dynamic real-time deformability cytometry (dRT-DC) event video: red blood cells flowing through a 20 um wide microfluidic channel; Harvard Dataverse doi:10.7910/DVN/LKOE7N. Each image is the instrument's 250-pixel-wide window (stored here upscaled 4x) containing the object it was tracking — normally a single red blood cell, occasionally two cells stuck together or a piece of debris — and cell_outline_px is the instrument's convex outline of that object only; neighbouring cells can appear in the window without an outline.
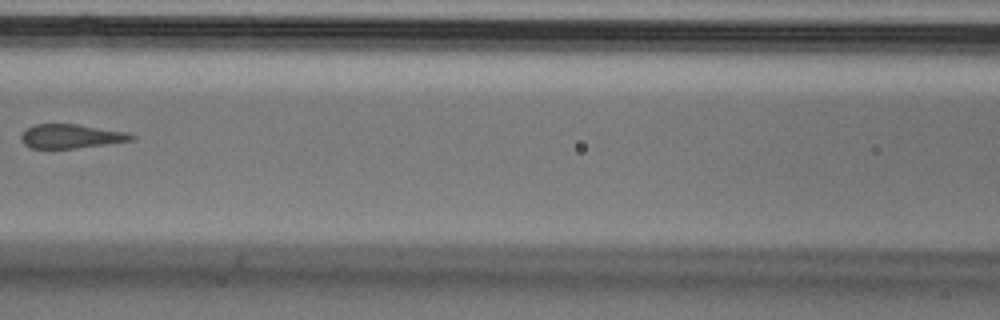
{"species": "Egyptian fruit bat (a non-hibernating species)", "species_latin": "Rousettus aegyptiacus", "temperature_condition": "cold", "stored_images_in_passage": 7, "camera_frame_rate_fps": 3000, "um_per_image_px": 0.085, "animal": {"sex": "male"}, "frame": {"image": 1, "passage_image": 6, "time_ms": 1.667, "image_size_px": [1000, 320], "cell_outline_px": [[136, 140], [76, 148], [32, 148], [24, 144], [20, 140], [20, 136], [28, 128], [36, 124], [76, 124], [128, 132], [136, 136]], "centroid_in_image_um": [6.08, 11.58], "position_along_channel_um": 160.5, "area_um2": 15.43}}
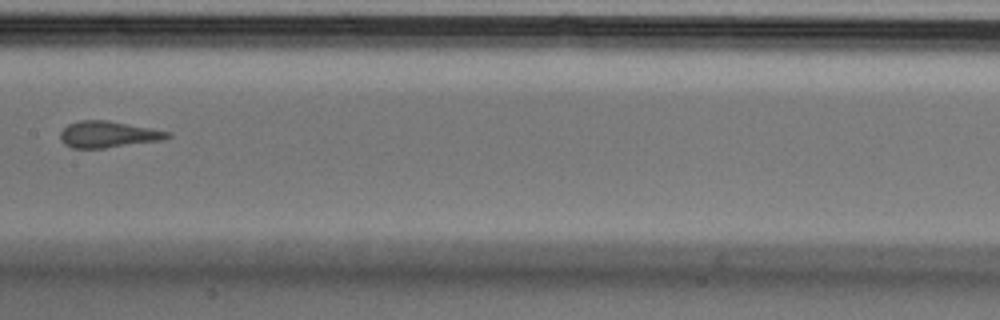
{"frame": {"image": 2, "passage_image": 7, "time_ms": 2.0, "image_size_px": [1000, 320], "cell_outline_px": [[172, 136], [160, 140], [104, 148], [72, 148], [64, 144], [60, 140], [60, 132], [68, 124], [80, 120], [108, 120], [152, 128], [172, 132]], "centroid_in_image_um": [9.18, 11.41], "position_along_channel_um": 198.2, "area_um2": 16.53}}